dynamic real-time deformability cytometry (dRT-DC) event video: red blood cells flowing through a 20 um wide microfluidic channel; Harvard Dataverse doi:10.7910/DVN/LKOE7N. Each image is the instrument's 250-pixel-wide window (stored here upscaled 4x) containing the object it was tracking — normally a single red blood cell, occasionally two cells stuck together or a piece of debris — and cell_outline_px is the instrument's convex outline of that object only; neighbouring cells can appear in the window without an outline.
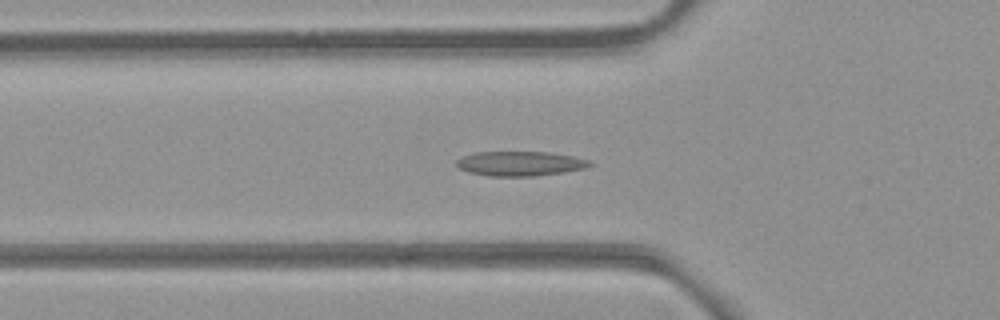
{"species": "common noctule bat (a hibernating species)", "species_latin": "Nyctalus noctula", "temperature_condition": "room temperature", "stored_images_in_passage": 43, "camera_frame_rate_fps": 3000, "um_per_image_px": 0.085, "animal": {"sex": "female", "body_mass_g": 21.9}, "frame": {"image": 1, "passage_image": 8, "time_ms": 2.333, "image_size_px": [1000, 320], "cell_outline_px": [[592, 164], [584, 168], [564, 172], [536, 176], [488, 176], [468, 172], [460, 168], [456, 164], [456, 160], [464, 156], [476, 152], [548, 152], [572, 156], [588, 160]], "centroid_in_image_um": [44.18, 13.91], "position_along_channel_um": 81.6, "area_um2": 18.96}}
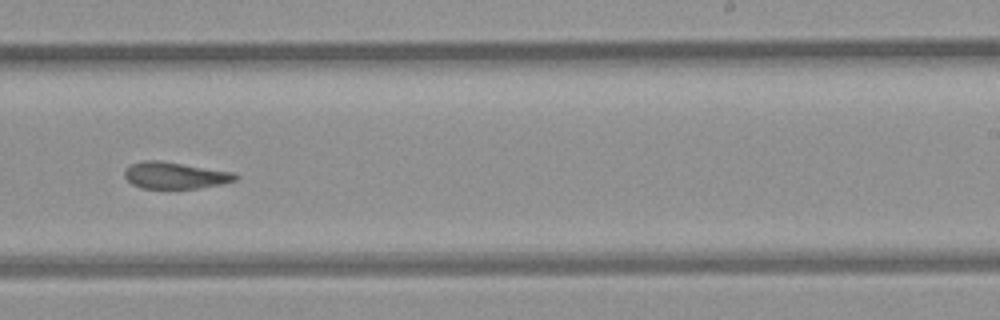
{"frame": {"image": 2, "passage_image": 23, "time_ms": 7.333, "image_size_px": [1000, 320], "cell_outline_px": [[240, 176], [236, 180], [220, 184], [200, 188], [140, 188], [132, 184], [124, 176], [124, 168], [140, 160], [160, 160], [236, 172]], "centroid_in_image_um": [14.89, 14.89], "position_along_channel_um": 274.1, "area_um2": 17.46}}
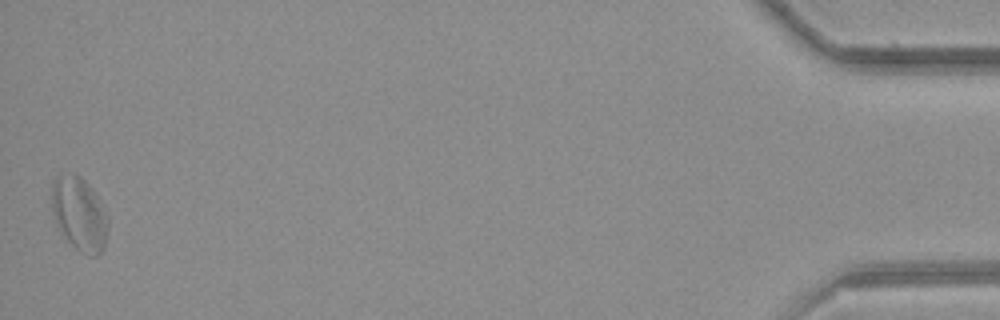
{"frame": {"image": 3, "passage_image": 43, "time_ms": 14.0, "image_size_px": [1000, 320], "cell_outline_px": [[108, 228], [104, 248], [96, 256], [88, 256], [80, 252], [68, 240], [56, 224], [52, 212], [52, 184], [56, 176], [80, 176], [92, 188], [108, 220]], "centroid_in_image_um": [6.74, 18.23], "position_along_channel_um": 428.5, "area_um2": 23.58}, "authors_computed_cell_mechanics": {"area_um2": 18.6694, "velocity_mm_per_s": 3.8385, "shape_relaxation_time_tau1_ms": null, "shape_relaxation_time_tau2_ms": 5.3088, "deformation_change_tau1": null, "deformation_change_tau2": 0.1089}}